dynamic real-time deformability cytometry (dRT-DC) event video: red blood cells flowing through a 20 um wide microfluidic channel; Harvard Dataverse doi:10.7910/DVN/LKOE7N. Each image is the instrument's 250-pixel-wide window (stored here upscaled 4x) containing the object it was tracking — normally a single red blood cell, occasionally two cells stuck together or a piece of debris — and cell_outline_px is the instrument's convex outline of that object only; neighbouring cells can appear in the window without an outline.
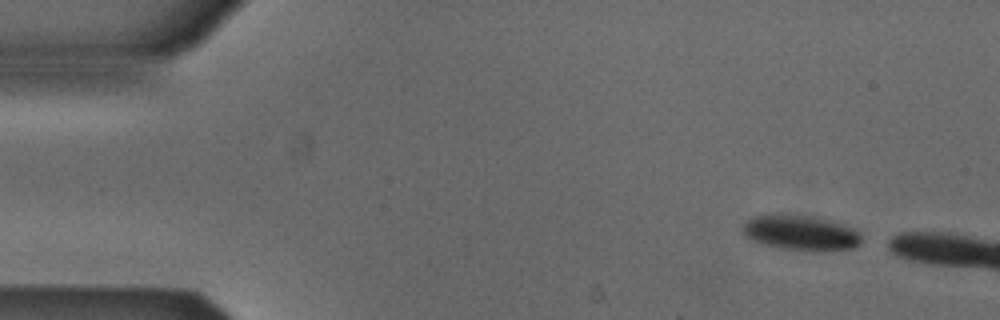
{"species": "Egyptian fruit bat (a non-hibernating species)", "species_latin": "Rousettus aegyptiacus", "temperature_condition": "cold", "stored_images_in_passage": 3, "camera_frame_rate_fps": 3000, "um_per_image_px": 0.085, "animal": {"sex": "male"}, "frame": {"image": 1, "passage_image": 1, "time_ms": 0.0, "image_size_px": [1000, 320], "cell_outline_px": [[860, 244], [852, 248], [824, 252], [812, 252], [780, 248], [760, 244], [744, 236], [744, 224], [748, 220], [756, 216], [812, 216], [832, 220], [852, 228], [860, 232]], "centroid_in_image_um": [68.12, 19.84], "position_along_channel_um": 16.9, "area_um2": 24.16}}